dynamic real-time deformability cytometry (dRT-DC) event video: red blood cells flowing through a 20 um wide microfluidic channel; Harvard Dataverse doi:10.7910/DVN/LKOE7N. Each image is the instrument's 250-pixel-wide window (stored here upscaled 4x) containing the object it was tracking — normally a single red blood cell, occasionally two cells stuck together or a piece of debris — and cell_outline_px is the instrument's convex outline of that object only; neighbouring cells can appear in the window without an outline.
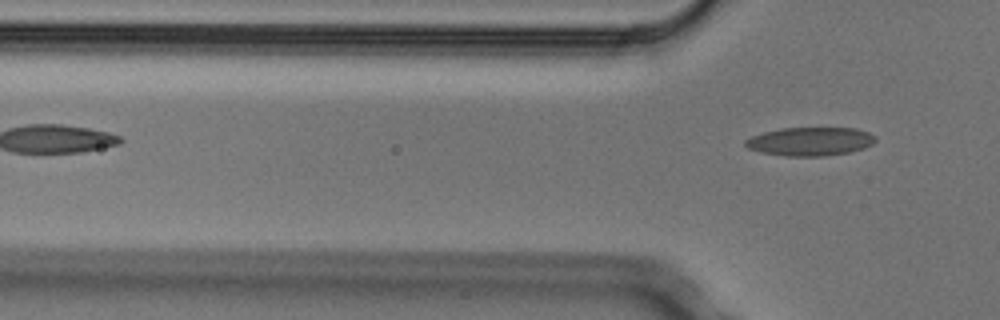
{"species": "Egyptian fruit bat (a non-hibernating species)", "species_latin": "Rousettus aegyptiacus", "temperature_condition": "cold", "stored_images_in_passage": 5, "camera_frame_rate_fps": 3000, "um_per_image_px": 0.085, "animal": {"sex": "male"}, "frame": {"image": 1, "passage_image": 5, "time_ms": 1.333, "image_size_px": [1000, 320], "cell_outline_px": [[876, 140], [872, 144], [848, 152], [824, 156], [784, 156], [760, 152], [748, 148], [744, 144], [744, 140], [752, 136], [764, 132], [780, 128], [856, 128], [868, 132], [876, 136]], "centroid_in_image_um": [68.83, 12.02], "position_along_channel_um": 57.0, "area_um2": 21.56}}